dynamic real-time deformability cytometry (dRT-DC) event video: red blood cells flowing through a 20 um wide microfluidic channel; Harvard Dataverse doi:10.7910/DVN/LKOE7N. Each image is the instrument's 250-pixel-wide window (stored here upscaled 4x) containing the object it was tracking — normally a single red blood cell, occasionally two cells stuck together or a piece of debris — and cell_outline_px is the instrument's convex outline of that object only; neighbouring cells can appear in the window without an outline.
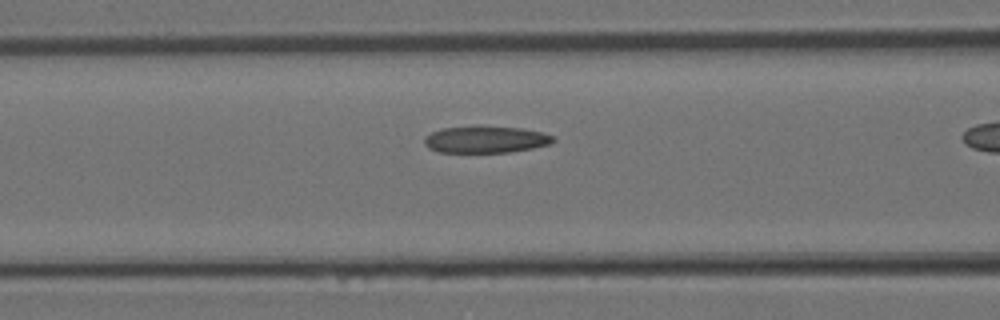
{"species": "Egyptian fruit bat (a non-hibernating species)", "species_latin": "Rousettus aegyptiacus", "temperature_condition": "room temperature", "stored_images_in_passage": 23, "camera_frame_rate_fps": 3000, "um_per_image_px": 0.085, "animal": {"sex": "female"}, "frame": {"image": 1, "passage_image": 12, "time_ms": 3.667, "image_size_px": [1000, 320], "cell_outline_px": [[556, 140], [552, 144], [532, 148], [508, 152], [440, 152], [428, 148], [424, 144], [424, 136], [432, 132], [444, 128], [524, 128], [544, 132], [552, 136]], "centroid_in_image_um": [41.32, 11.88], "position_along_channel_um": 125.3, "area_um2": 19.59}}
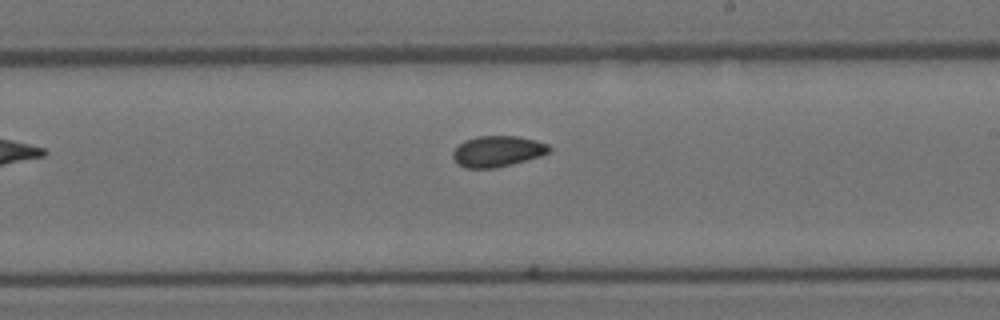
{"frame": {"image": 2, "passage_image": 21, "time_ms": 6.667, "image_size_px": [1000, 320], "cell_outline_px": [[552, 148], [548, 152], [540, 156], [512, 164], [496, 168], [468, 168], [460, 164], [452, 156], [452, 152], [464, 140], [476, 136], [516, 136], [536, 140], [548, 144]], "centroid_in_image_um": [42.3, 12.85], "position_along_channel_um": 246.7, "area_um2": 17.22}}